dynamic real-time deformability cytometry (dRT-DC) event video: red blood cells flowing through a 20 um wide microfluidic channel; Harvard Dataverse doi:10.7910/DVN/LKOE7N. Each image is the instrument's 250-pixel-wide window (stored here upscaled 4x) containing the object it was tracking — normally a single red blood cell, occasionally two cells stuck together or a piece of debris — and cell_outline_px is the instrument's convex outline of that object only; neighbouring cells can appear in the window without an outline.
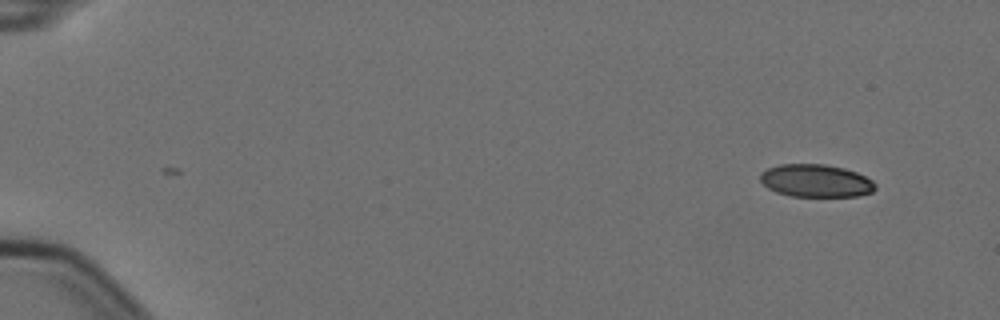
{"species": "Egyptian fruit bat (a non-hibernating species)", "species_latin": "Rousettus aegyptiacus", "temperature_condition": "cold", "stored_images_in_passage": 6, "camera_frame_rate_fps": 3000, "um_per_image_px": 0.085, "animal": {"sex": "female"}, "frame": {"image": 1, "passage_image": 6, "time_ms": 1.667, "image_size_px": [1000, 320], "cell_outline_px": [[876, 188], [872, 192], [856, 196], [792, 196], [776, 192], [768, 188], [760, 180], [760, 172], [768, 168], [780, 164], [824, 164], [844, 168], [856, 172], [872, 180], [876, 184]], "centroid_in_image_um": [69.34, 15.36], "position_along_channel_um": 15.7, "area_um2": 21.91}}